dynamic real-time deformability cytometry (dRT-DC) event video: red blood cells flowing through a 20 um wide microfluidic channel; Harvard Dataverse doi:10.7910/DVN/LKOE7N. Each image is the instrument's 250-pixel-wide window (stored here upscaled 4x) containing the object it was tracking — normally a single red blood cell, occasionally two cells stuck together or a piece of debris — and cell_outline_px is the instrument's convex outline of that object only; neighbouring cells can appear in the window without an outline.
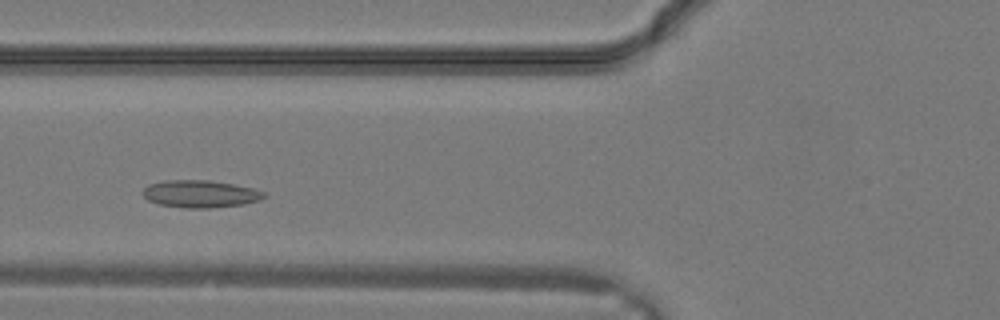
{"species": "common noctule bat (a hibernating species)", "species_latin": "Nyctalus noctula", "temperature_condition": "warm", "stored_images_in_passage": 24, "camera_frame_rate_fps": 3000, "um_per_image_px": 0.085, "animal": {"sex": "male", "body_mass_g": 19.2, "forearm_length_mm": 51.8}, "frame": {"image": 1, "passage_image": 5, "time_ms": 1.333, "image_size_px": [1000, 320], "cell_outline_px": [[268, 196], [260, 200], [244, 204], [208, 208], [188, 208], [160, 204], [148, 200], [144, 196], [144, 188], [148, 184], [168, 180], [212, 180], [236, 184], [252, 188], [264, 192]], "centroid_in_image_um": [17.07, 16.47], "position_along_channel_um": 108.7, "area_um2": 19.31}}
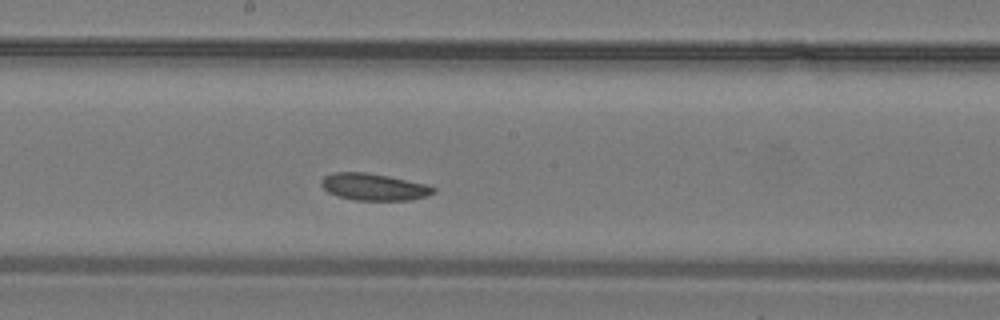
{"frame": {"image": 2, "passage_image": 10, "time_ms": 3.0, "image_size_px": [1000, 320], "cell_outline_px": [[436, 192], [428, 196], [412, 200], [356, 200], [336, 196], [328, 192], [320, 184], [320, 180], [324, 176], [332, 172], [368, 172], [428, 184], [436, 188]], "centroid_in_image_um": [31.79, 15.88], "position_along_channel_um": 216.4, "area_um2": 17.86}}
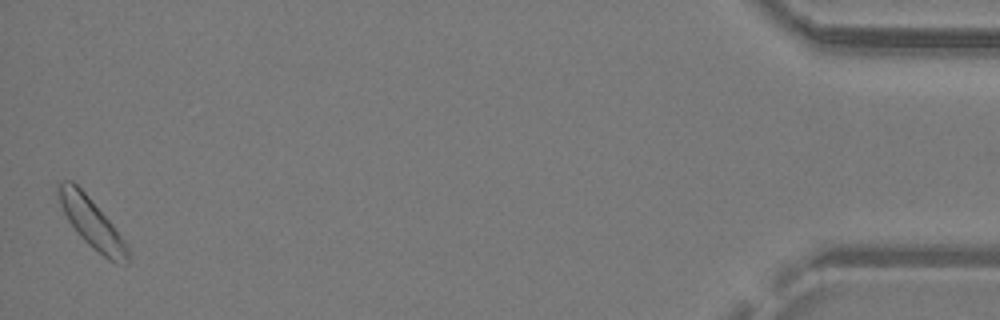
{"frame": {"image": 3, "passage_image": 24, "time_ms": 7.667, "image_size_px": [1000, 320], "cell_outline_px": [[128, 264], [116, 264], [108, 260], [88, 244], [76, 232], [68, 220], [60, 204], [56, 188], [56, 184], [60, 180], [72, 180], [88, 196], [112, 224], [124, 240], [128, 248]], "centroid_in_image_um": [7.77, 18.94], "position_along_channel_um": 427.4, "area_um2": 19.88}}